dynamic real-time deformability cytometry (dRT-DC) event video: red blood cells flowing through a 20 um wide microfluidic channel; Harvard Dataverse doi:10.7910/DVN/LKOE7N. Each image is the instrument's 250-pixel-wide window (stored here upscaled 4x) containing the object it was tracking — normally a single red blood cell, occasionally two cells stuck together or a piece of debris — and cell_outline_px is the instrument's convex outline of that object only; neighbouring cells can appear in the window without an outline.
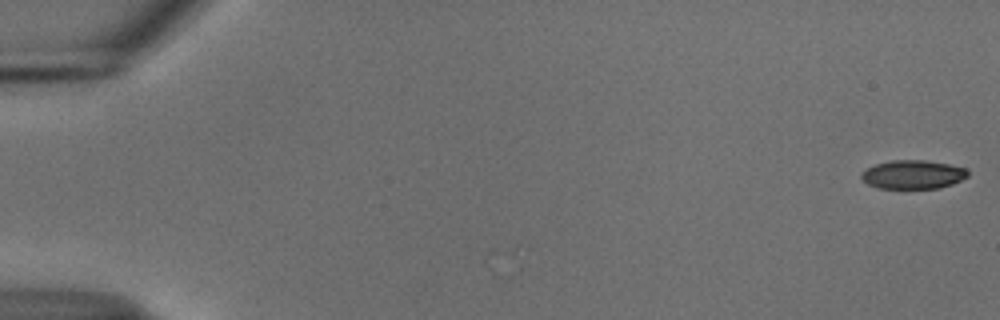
{"species": "common noctule bat (a hibernating species)", "species_latin": "Nyctalus noctula", "temperature_condition": "cold", "stored_images_in_passage": 48, "camera_frame_rate_fps": 3000, "um_per_image_px": 0.085, "animal": {"sex": "male", "body_mass_g": 18.8}, "frame": {"image": 1, "passage_image": 1, "time_ms": 0.0, "image_size_px": [1000, 320], "cell_outline_px": [[968, 176], [952, 184], [940, 188], [876, 188], [868, 184], [860, 176], [860, 172], [876, 164], [892, 160], [924, 160], [948, 164], [964, 168], [968, 172]], "centroid_in_image_um": [77.58, 14.83], "position_along_channel_um": 7.4, "area_um2": 17.69}}
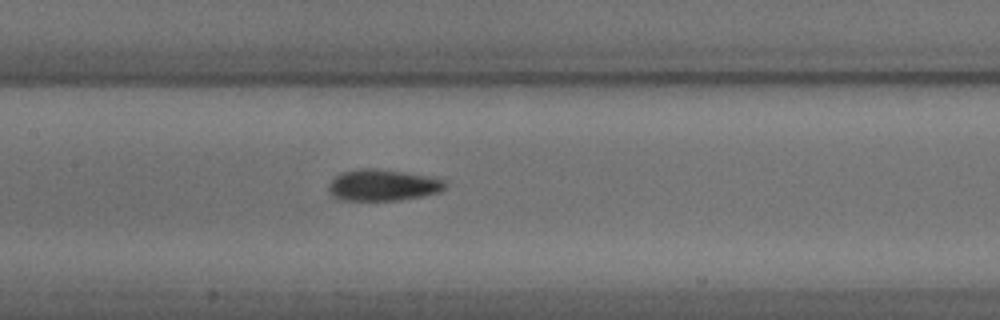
{"frame": {"image": 2, "passage_image": 27, "time_ms": 8.667, "image_size_px": [1000, 320], "cell_outline_px": [[448, 184], [440, 192], [400, 200], [344, 200], [332, 196], [328, 192], [328, 184], [340, 172], [360, 168], [376, 168], [432, 176], [444, 180]], "centroid_in_image_um": [32.53, 15.72], "position_along_channel_um": 174.9, "area_um2": 21.5}}
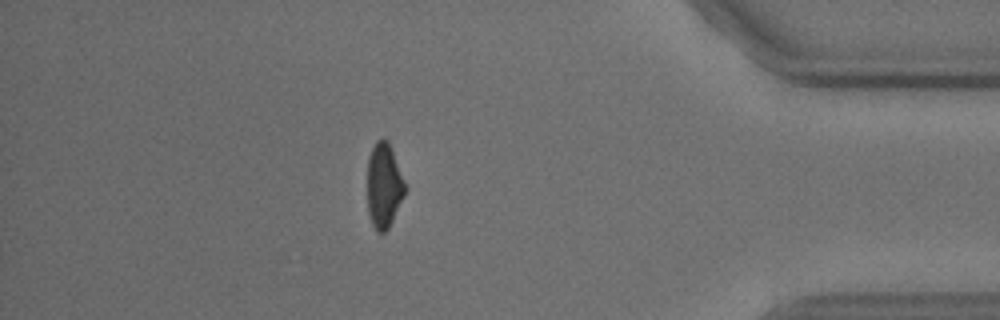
{"frame": {"image": 3, "passage_image": 48, "time_ms": 15.667, "image_size_px": [1000, 320], "cell_outline_px": [[404, 196], [388, 228], [384, 232], [380, 232], [372, 224], [368, 212], [368, 156], [376, 140], [384, 136], [388, 140], [404, 184]], "centroid_in_image_um": [32.6, 15.73], "position_along_channel_um": 402.6, "area_um2": 18.09}, "authors_computed_cell_mechanics": {"area_um2": 20.4034, "velocity_mm_per_s": 3.752, "shape_relaxation_time_tau1_ms": 2.7454, "shape_relaxation_time_tau2_ms": 4.2632, "deformation_change_tau1": 0.1069, "deformation_change_tau2": 0.0757}}